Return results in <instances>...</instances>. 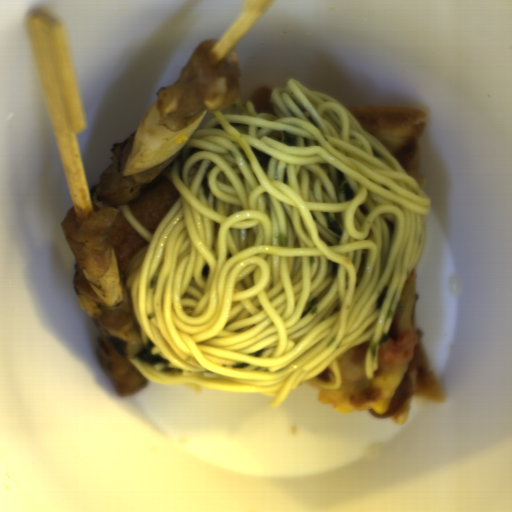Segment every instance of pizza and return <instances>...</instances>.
Returning <instances> with one entry per match:
<instances>
[{
	"instance_id": "dd6c1bee",
	"label": "pizza",
	"mask_w": 512,
	"mask_h": 512,
	"mask_svg": "<svg viewBox=\"0 0 512 512\" xmlns=\"http://www.w3.org/2000/svg\"><path fill=\"white\" fill-rule=\"evenodd\" d=\"M417 271L418 261L405 281L389 333L378 343L373 376L368 379L366 373L368 342L339 355L340 388L313 386L318 391L316 399L330 404L332 411L346 414L367 408L373 418L402 427L412 398L445 402L417 326Z\"/></svg>"
},
{
	"instance_id": "d2c48207",
	"label": "pizza",
	"mask_w": 512,
	"mask_h": 512,
	"mask_svg": "<svg viewBox=\"0 0 512 512\" xmlns=\"http://www.w3.org/2000/svg\"><path fill=\"white\" fill-rule=\"evenodd\" d=\"M359 125L384 145L423 188L422 140L427 114L418 108L343 106Z\"/></svg>"
},
{
	"instance_id": "a15fb73a",
	"label": "pizza",
	"mask_w": 512,
	"mask_h": 512,
	"mask_svg": "<svg viewBox=\"0 0 512 512\" xmlns=\"http://www.w3.org/2000/svg\"><path fill=\"white\" fill-rule=\"evenodd\" d=\"M173 160L164 171L149 184L143 185L141 195L127 202L133 216L154 234L163 220L181 198L171 179Z\"/></svg>"
},
{
	"instance_id": "a6f56289",
	"label": "pizza",
	"mask_w": 512,
	"mask_h": 512,
	"mask_svg": "<svg viewBox=\"0 0 512 512\" xmlns=\"http://www.w3.org/2000/svg\"><path fill=\"white\" fill-rule=\"evenodd\" d=\"M126 203L118 204L109 234L110 247L115 253L121 278L137 253L149 242L124 215L122 208Z\"/></svg>"
},
{
	"instance_id": "a430de27",
	"label": "pizza",
	"mask_w": 512,
	"mask_h": 512,
	"mask_svg": "<svg viewBox=\"0 0 512 512\" xmlns=\"http://www.w3.org/2000/svg\"><path fill=\"white\" fill-rule=\"evenodd\" d=\"M277 89L269 86H260L256 90H254L251 95L245 101H252L253 107L256 112L265 113L271 112L273 107L270 104V96L276 93Z\"/></svg>"
}]
</instances>
